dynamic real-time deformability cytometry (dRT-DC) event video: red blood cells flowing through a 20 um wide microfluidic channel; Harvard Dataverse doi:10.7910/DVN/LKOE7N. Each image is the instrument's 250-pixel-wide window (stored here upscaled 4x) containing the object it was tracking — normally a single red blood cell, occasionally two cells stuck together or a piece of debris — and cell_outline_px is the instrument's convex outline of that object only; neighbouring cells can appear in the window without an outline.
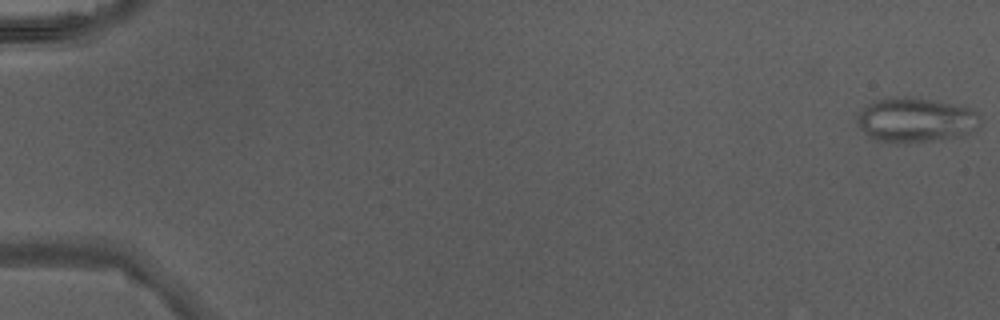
{"species": "Egyptian fruit bat (a non-hibernating species)", "species_latin": "Rousettus aegyptiacus", "temperature_condition": "warm", "stored_images_in_passage": 13, "camera_frame_rate_fps": 3000, "um_per_image_px": 0.085, "animal": {"sex": "male"}, "frame": {"image": 1, "passage_image": 1, "time_ms": 0.0, "image_size_px": [1000, 320], "cell_outline_px": [[980, 116], [968, 132], [964, 136], [904, 144], [876, 140], [860, 128], [856, 120], [856, 116], [868, 104], [876, 100], [888, 96], [916, 96], [956, 104], [980, 112]], "centroid_in_image_um": [77.78, 10.17], "position_along_channel_um": 7.2, "area_um2": 32.14}}